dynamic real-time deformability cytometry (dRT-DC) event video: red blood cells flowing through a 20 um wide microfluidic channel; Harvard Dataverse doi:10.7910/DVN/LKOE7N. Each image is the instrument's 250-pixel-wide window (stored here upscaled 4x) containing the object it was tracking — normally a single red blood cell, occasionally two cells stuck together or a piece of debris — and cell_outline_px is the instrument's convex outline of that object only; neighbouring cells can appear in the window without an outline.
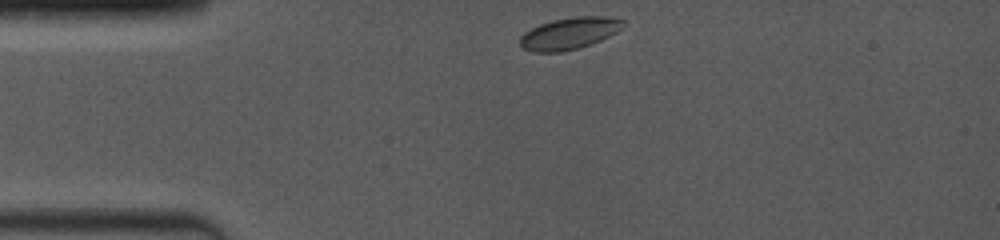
{"species": "common noctule bat (a hibernating species)", "species_latin": "Nyctalus noctula", "temperature_condition": "room temperature", "stored_images_in_passage": 5, "camera_frame_rate_fps": 4000, "um_per_image_px": 0.085, "animal": {"sex": "female", "body_mass_g": 19.0, "forearm_length_mm": 53.3}, "frame": {"image": 1, "passage_image": 1, "time_ms": 0.0, "image_size_px": [1000, 240], "cell_outline_px": [[624, 28], [600, 40], [576, 48], [560, 52], [532, 52], [524, 48], [520, 44], [520, 36], [524, 32], [540, 24], [552, 20], [576, 16], [608, 16], [624, 20]], "centroid_in_image_um": [48.4, 2.82], "position_along_channel_um": 36.6, "area_um2": 19.02}}